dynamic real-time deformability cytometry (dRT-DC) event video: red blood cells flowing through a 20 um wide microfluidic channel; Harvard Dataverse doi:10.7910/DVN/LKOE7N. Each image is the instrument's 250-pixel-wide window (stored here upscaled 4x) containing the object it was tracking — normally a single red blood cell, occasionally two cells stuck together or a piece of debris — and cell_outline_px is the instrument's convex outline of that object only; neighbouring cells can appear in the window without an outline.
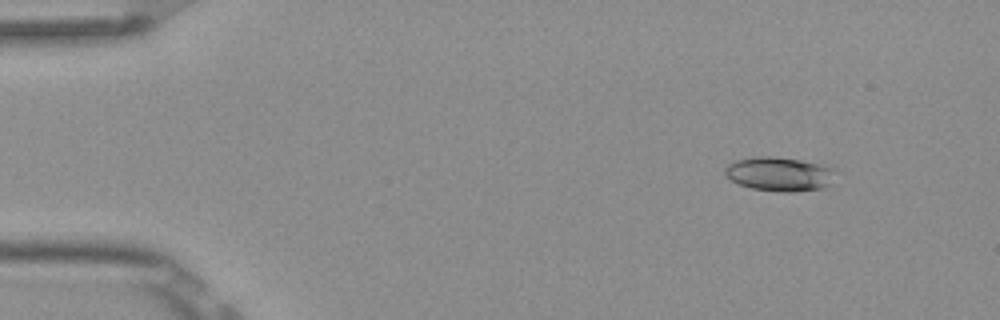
{"species": "Egyptian fruit bat (a non-hibernating species)", "species_latin": "Rousettus aegyptiacus", "temperature_condition": "room temperature", "stored_images_in_passage": 8, "camera_frame_rate_fps": 3000, "um_per_image_px": 0.085, "frame": {"image": 1, "passage_image": 2, "time_ms": 0.333, "image_size_px": [1000, 320], "cell_outline_px": [[836, 168], [832, 184], [820, 188], [792, 192], [784, 192], [752, 188], [740, 184], [732, 180], [724, 172], [724, 168], [728, 164], [736, 160], [756, 156], [772, 156], [800, 160]], "centroid_in_image_um": [66.27, 14.78], "position_along_channel_um": 18.7, "area_um2": 21.85}}
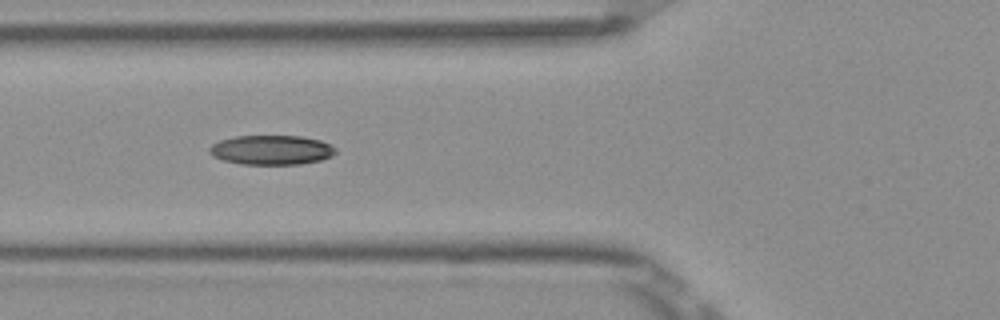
{"frame": {"image": 2, "passage_image": 6, "time_ms": 1.667, "image_size_px": [1000, 320], "cell_outline_px": [[336, 152], [332, 156], [320, 160], [300, 164], [240, 164], [224, 160], [212, 156], [208, 152], [208, 148], [212, 144], [220, 140], [236, 136], [300, 136], [320, 140], [336, 148]], "centroid_in_image_um": [23.05, 12.75], "position_along_channel_um": 102.8, "area_um2": 21.68}}
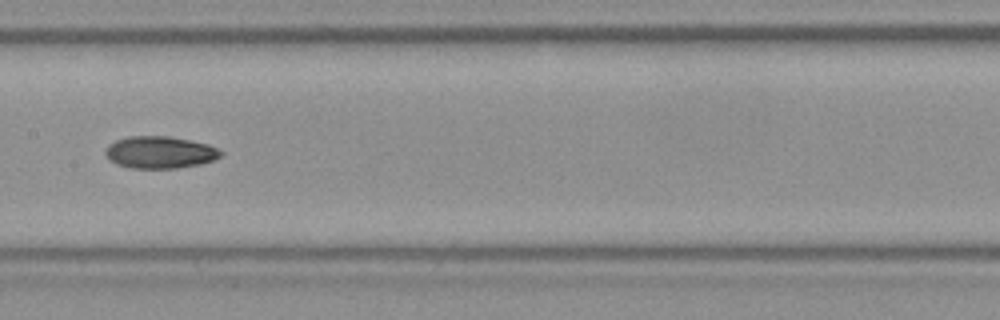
{"frame": {"image": 3, "passage_image": 8, "time_ms": 2.333, "image_size_px": [1000, 320], "cell_outline_px": [[224, 152], [220, 156], [212, 160], [200, 164], [176, 168], [132, 168], [116, 164], [108, 160], [104, 152], [108, 144], [116, 140], [128, 136], [168, 136], [208, 144]], "centroid_in_image_um": [13.55, 12.95], "position_along_channel_um": 193.9, "area_um2": 21.56}}